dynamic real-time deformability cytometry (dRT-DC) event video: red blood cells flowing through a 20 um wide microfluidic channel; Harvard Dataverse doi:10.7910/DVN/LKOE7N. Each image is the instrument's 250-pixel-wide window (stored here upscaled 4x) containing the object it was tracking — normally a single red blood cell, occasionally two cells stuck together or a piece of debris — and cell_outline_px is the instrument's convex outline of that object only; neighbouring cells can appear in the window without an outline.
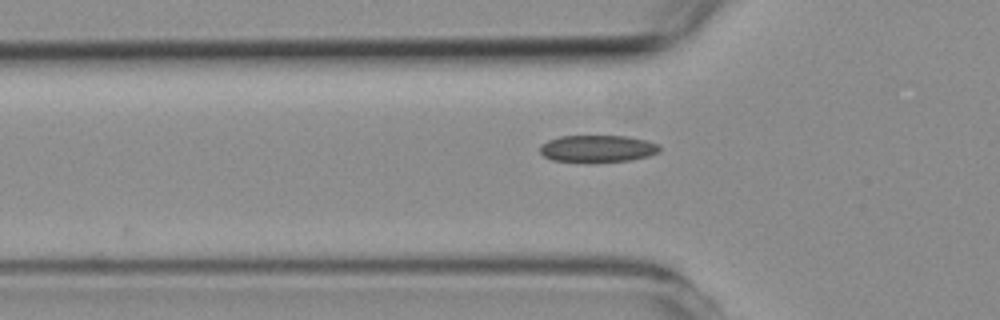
{"species": "common noctule bat (a hibernating species)", "species_latin": "Nyctalus noctula", "temperature_condition": "room temperature", "stored_images_in_passage": 6, "camera_frame_rate_fps": 3000, "um_per_image_px": 0.085, "animal": {"sex": "female", "body_mass_g": 19.3, "forearm_length_mm": 54.1}, "frame": {"image": 1, "passage_image": 6, "time_ms": 6.667, "image_size_px": [1000, 320], "cell_outline_px": [[660, 152], [648, 156], [628, 160], [552, 160], [544, 156], [540, 152], [540, 144], [548, 140], [560, 136], [624, 136], [644, 140], [656, 144], [660, 148]], "centroid_in_image_um": [50.76, 12.6], "position_along_channel_um": 75.0, "area_um2": 18.09}}